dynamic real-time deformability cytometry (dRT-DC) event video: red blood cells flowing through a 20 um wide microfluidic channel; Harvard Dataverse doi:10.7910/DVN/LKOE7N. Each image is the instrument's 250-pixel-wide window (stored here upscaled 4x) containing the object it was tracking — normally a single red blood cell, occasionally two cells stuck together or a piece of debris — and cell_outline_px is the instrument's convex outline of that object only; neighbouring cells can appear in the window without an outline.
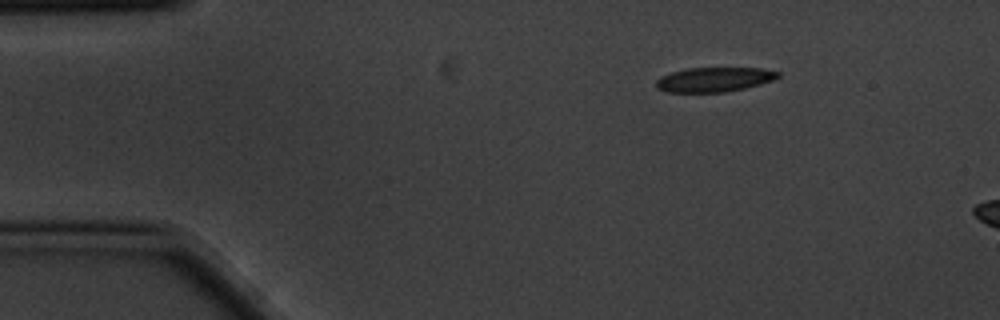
{"species": "common noctule bat (a hibernating species)", "species_latin": "Nyctalus noctula", "temperature_condition": "cold", "stored_images_in_passage": 3, "camera_frame_rate_fps": 3000, "um_per_image_px": 0.085, "animal": {"sex": "male", "body_mass_g": 20.1, "forearm_length_mm": 53.5}, "frame": {"image": 1, "passage_image": 1, "time_ms": 0.0, "image_size_px": [1000, 320], "cell_outline_px": [[780, 76], [772, 80], [760, 84], [744, 88], [724, 92], [664, 92], [656, 88], [656, 80], [660, 76], [684, 68], [764, 68], [780, 72]], "centroid_in_image_um": [60.68, 6.75], "position_along_channel_um": 24.3, "area_um2": 17.51}}